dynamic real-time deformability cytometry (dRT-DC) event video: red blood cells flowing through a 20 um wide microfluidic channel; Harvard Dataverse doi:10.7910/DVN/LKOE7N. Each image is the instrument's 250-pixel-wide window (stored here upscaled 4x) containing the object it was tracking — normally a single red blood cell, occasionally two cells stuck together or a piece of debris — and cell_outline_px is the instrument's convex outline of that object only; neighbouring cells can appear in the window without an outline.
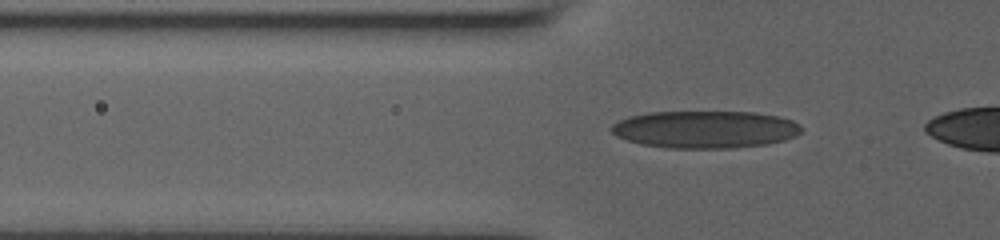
{"species": "human", "species_latin": "Homo sapiens", "temperature_condition": "room temperature", "stored_images_in_passage": 20, "camera_frame_rate_fps": 3000, "um_per_image_px": 0.085, "donor": {"sex": "male"}, "frame": {"image": 1, "passage_image": 17, "time_ms": 5.0, "image_size_px": [1000, 240], "cell_outline_px": [[804, 128], [796, 136], [784, 140], [768, 144], [732, 148], [668, 148], [640, 144], [616, 136], [608, 128], [612, 124], [628, 116], [648, 112], [752, 112], [776, 116], [792, 120], [800, 124]], "centroid_in_image_um": [59.93, 11.0], "position_along_channel_um": 65.9, "area_um2": 41.62}}